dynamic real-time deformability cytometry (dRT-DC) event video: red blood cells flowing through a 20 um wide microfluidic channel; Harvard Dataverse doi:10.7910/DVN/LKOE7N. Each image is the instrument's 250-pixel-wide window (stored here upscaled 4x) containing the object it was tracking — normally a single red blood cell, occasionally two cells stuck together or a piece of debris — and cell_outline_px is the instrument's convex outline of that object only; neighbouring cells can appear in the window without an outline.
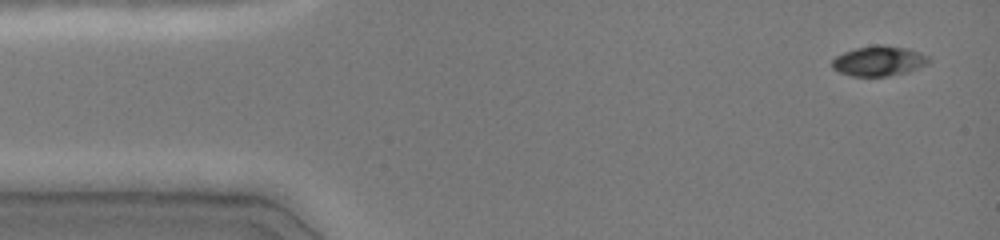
{"species": "common noctule bat (a hibernating species)", "species_latin": "Nyctalus noctula", "temperature_condition": "cold", "stored_images_in_passage": 46, "camera_frame_rate_fps": 3000, "um_per_image_px": 0.085, "animal": {"sex": "female", "body_mass_g": 19.0, "forearm_length_mm": 51.5}, "frame": {"image": 1, "passage_image": 1, "time_ms": 0.0, "image_size_px": [1000, 240], "cell_outline_px": [[932, 60], [928, 64], [904, 72], [888, 76], [852, 76], [840, 72], [832, 68], [832, 60], [836, 56], [844, 52], [856, 48], [876, 44], [880, 44], [908, 48], [920, 52], [928, 56]], "centroid_in_image_um": [74.71, 5.17], "position_along_channel_um": 10.3, "area_um2": 16.88}}
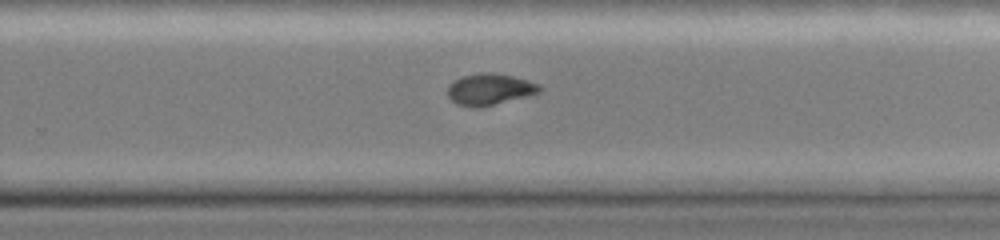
{"frame": {"image": 2, "passage_image": 29, "time_ms": 9.333, "image_size_px": [1000, 240], "cell_outline_px": [[544, 88], [540, 92], [528, 96], [480, 108], [476, 108], [456, 104], [448, 96], [448, 84], [452, 80], [464, 76], [484, 72], [492, 72], [512, 76], [528, 80], [540, 84]], "centroid_in_image_um": [41.64, 7.59], "position_along_channel_um": 288.2, "area_um2": 17.05}}
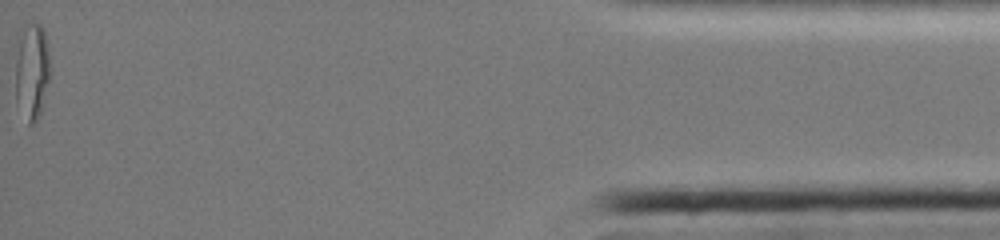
{"frame": {"image": 3, "passage_image": 46, "time_ms": 15.0, "image_size_px": [1000, 240], "cell_outline_px": [[48, 80], [40, 116], [32, 124], [28, 124], [16, 100], [16, 36], [20, 28], [28, 20], [32, 20], [40, 24], [44, 32], [48, 44]], "centroid_in_image_um": [2.67, 5.92], "position_along_channel_um": 432.5, "area_um2": 19.83}, "authors_computed_cell_mechanics": {"area_um2": 17.3111, "velocity_mm_per_s": 4.0642, "shape_relaxation_time_tau1_ms": 4.109, "shape_relaxation_time_tau2_ms": 6.9428, "deformation_change_tau1": 0.1575, "deformation_change_tau2": 0.0988}}